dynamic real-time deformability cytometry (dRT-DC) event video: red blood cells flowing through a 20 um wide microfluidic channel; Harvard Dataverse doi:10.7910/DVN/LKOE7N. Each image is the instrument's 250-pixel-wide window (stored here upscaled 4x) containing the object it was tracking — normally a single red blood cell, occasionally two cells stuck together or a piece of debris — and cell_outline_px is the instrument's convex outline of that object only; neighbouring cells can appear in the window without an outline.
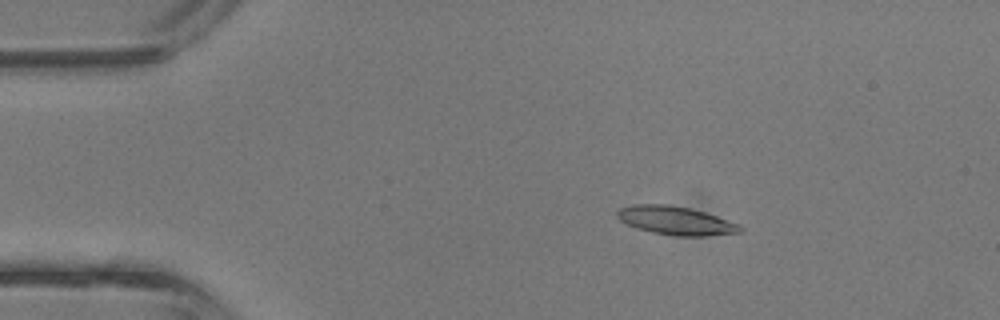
{"species": "common noctule bat (a hibernating species)", "species_latin": "Nyctalus noctula", "temperature_condition": "room temperature", "stored_images_in_passage": 3, "camera_frame_rate_fps": 3000, "um_per_image_px": 0.085, "animal": {"sex": "male", "body_mass_g": 13.3}, "frame": {"image": 1, "passage_image": 2, "time_ms": 0.333, "image_size_px": [1000, 320], "cell_outline_px": [[744, 228], [740, 232], [704, 236], [676, 236], [652, 232], [636, 228], [620, 220], [616, 216], [616, 212], [620, 208], [636, 204], [668, 204], [688, 208], [704, 212], [740, 224]], "centroid_in_image_um": [57.43, 18.75], "position_along_channel_um": 27.6, "area_um2": 20.29}}